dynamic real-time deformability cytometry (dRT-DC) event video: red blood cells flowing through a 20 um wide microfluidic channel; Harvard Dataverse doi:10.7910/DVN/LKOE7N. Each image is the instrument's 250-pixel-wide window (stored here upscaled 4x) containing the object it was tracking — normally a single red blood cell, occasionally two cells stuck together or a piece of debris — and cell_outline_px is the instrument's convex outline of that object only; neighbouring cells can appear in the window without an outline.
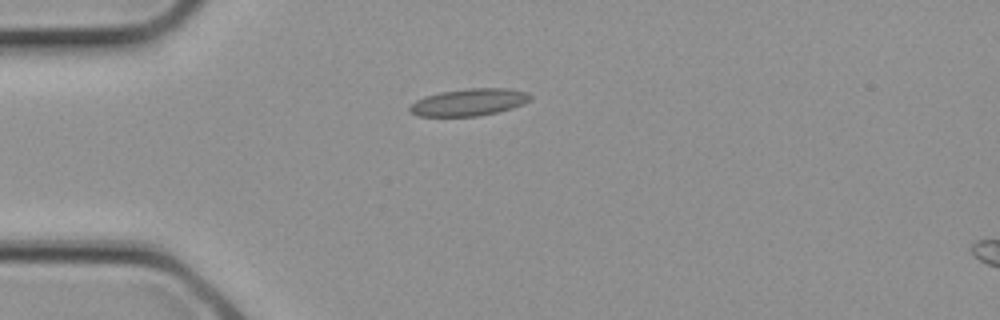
{"species": "common noctule bat (a hibernating species)", "species_latin": "Nyctalus noctula", "temperature_condition": "cold", "stored_images_in_passage": 4, "camera_frame_rate_fps": 3000, "um_per_image_px": 0.085, "animal": {"sex": "female", "body_mass_g": 21.9}, "frame": {"image": 1, "passage_image": 3, "time_ms": 0.667, "image_size_px": [1000, 320], "cell_outline_px": [[532, 100], [524, 104], [512, 108], [496, 112], [476, 116], [416, 116], [408, 112], [408, 108], [416, 100], [424, 96], [440, 92], [468, 88], [508, 88], [528, 92], [532, 96]], "centroid_in_image_um": [39.87, 8.68], "position_along_channel_um": 45.1, "area_um2": 19.25}}